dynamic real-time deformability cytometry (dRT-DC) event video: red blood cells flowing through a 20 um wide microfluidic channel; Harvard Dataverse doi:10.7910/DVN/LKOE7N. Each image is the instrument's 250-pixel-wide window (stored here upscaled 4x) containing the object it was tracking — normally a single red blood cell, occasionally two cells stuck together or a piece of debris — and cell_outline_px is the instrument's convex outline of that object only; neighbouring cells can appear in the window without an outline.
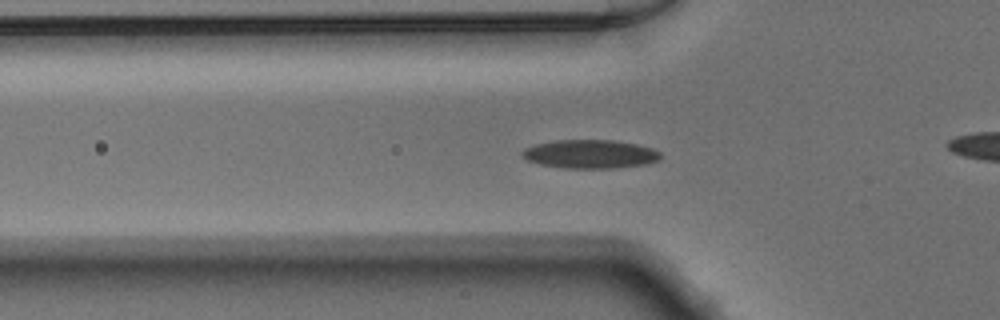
{"species": "Egyptian fruit bat (a non-hibernating species)", "species_latin": "Rousettus aegyptiacus", "temperature_condition": "warm", "stored_images_in_passage": 44, "camera_frame_rate_fps": 3000, "um_per_image_px": 0.085, "animal": {"sex": "male"}, "frame": {"image": 1, "passage_image": 17, "time_ms": 5.333, "image_size_px": [1000, 320], "cell_outline_px": [[660, 160], [648, 164], [616, 168], [564, 168], [540, 164], [528, 160], [520, 156], [520, 152], [524, 148], [536, 144], [552, 140], [616, 140], [636, 144], [652, 148], [660, 152]], "centroid_in_image_um": [50.16, 13.09], "position_along_channel_um": 75.6, "area_um2": 23.29}}
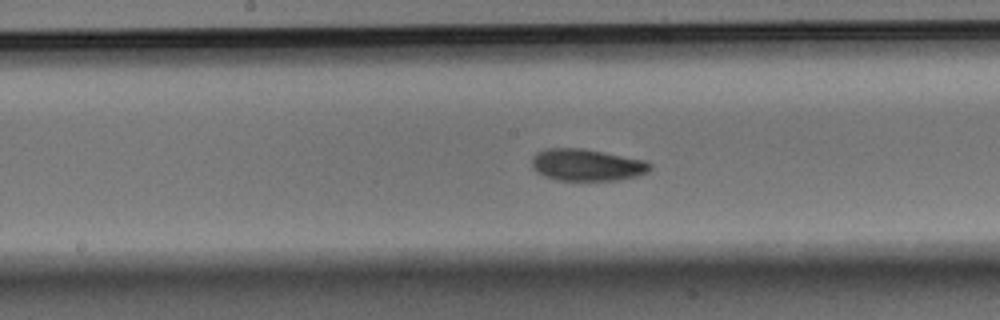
{"frame": {"image": 2, "passage_image": 26, "time_ms": 8.333, "image_size_px": [1000, 320], "cell_outline_px": [[652, 168], [648, 172], [636, 176], [616, 180], [556, 180], [544, 176], [536, 172], [532, 168], [532, 156], [536, 152], [544, 148], [580, 148], [604, 152], [648, 160], [652, 164]], "centroid_in_image_um": [49.88, 14.01], "position_along_channel_um": 198.3, "area_um2": 22.25}}
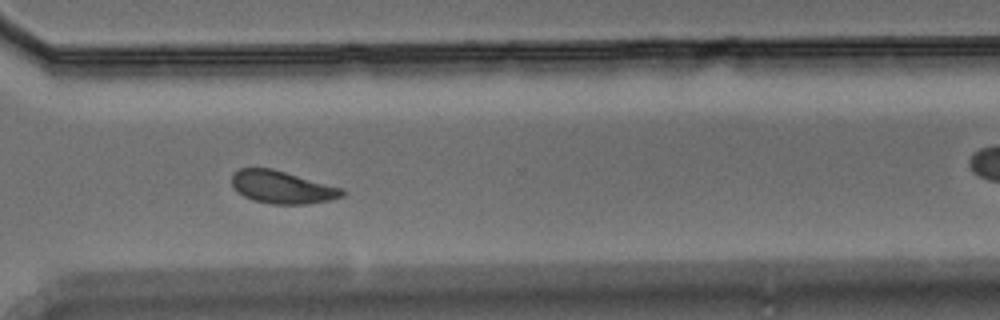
{"frame": {"image": 3, "passage_image": 37, "time_ms": 12.0, "image_size_px": [1000, 320], "cell_outline_px": [[344, 196], [332, 200], [304, 204], [268, 204], [252, 200], [236, 192], [232, 184], [232, 172], [240, 168], [272, 168], [344, 188]], "centroid_in_image_um": [23.97, 15.91], "position_along_channel_um": 346.6, "area_um2": 21.27}}